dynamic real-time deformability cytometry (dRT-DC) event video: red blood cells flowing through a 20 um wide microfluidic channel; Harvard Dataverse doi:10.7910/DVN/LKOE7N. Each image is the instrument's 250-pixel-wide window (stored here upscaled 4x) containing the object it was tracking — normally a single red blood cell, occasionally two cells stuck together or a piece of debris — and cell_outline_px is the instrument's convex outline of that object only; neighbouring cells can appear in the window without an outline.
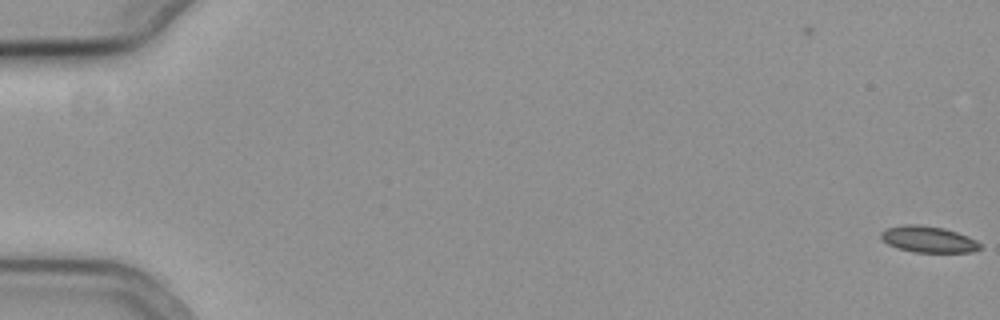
{"species": "common noctule bat (a hibernating species)", "species_latin": "Nyctalus noctula", "temperature_condition": "cold", "stored_images_in_passage": 4, "camera_frame_rate_fps": 3000, "um_per_image_px": 0.085, "animal": {"sex": "female", "body_mass_g": 19.3, "forearm_length_mm": 54.1}, "frame": {"image": 1, "passage_image": 4, "time_ms": 1.0, "image_size_px": [1000, 320], "cell_outline_px": [[980, 248], [972, 252], [916, 252], [896, 248], [888, 244], [880, 236], [880, 232], [888, 228], [904, 224], [920, 224], [944, 228], [968, 236], [976, 240], [980, 244]], "centroid_in_image_um": [78.9, 20.33], "position_along_channel_um": 6.1, "area_um2": 15.14}}